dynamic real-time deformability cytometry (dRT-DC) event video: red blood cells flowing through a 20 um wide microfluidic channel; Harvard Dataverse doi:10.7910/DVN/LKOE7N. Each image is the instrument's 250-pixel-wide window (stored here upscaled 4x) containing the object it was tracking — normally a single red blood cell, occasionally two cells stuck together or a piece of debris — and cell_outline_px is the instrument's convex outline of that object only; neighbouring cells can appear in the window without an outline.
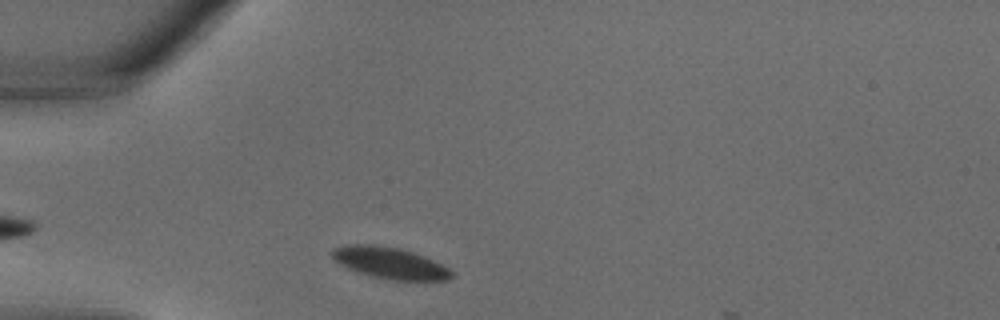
{"species": "common noctule bat (a hibernating species)", "species_latin": "Nyctalus noctula", "temperature_condition": "warm", "stored_images_in_passage": 21, "camera_frame_rate_fps": 3000, "um_per_image_px": 0.085, "animal": {"sex": "male", "body_mass_g": 18.8}, "frame": {"image": 1, "passage_image": 1, "time_ms": 0.0, "image_size_px": [1000, 320], "cell_outline_px": [[452, 276], [448, 280], [392, 280], [372, 276], [348, 268], [340, 264], [332, 256], [332, 252], [336, 248], [352, 244], [372, 244], [396, 248], [412, 252], [424, 256], [448, 268], [452, 272]], "centroid_in_image_um": [33.15, 22.36], "position_along_channel_um": 51.8, "area_um2": 21.33}}
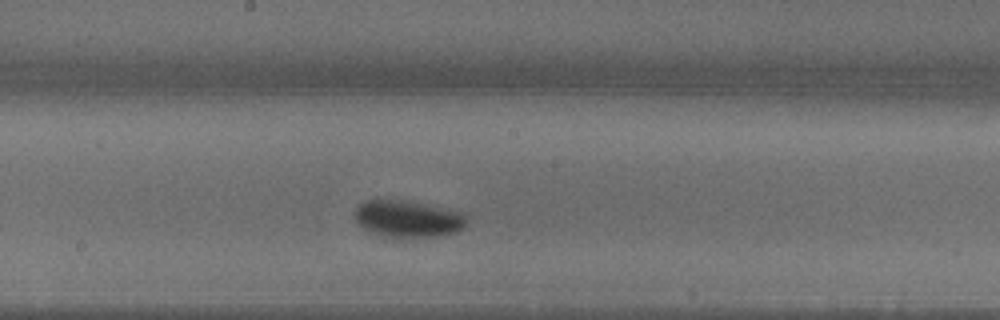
{"frame": {"image": 2, "passage_image": 10, "time_ms": 3.0, "image_size_px": [1000, 320], "cell_outline_px": [[468, 224], [464, 228], [456, 232], [440, 236], [396, 240], [392, 240], [380, 236], [364, 228], [352, 216], [352, 212], [360, 204], [368, 200], [400, 200], [464, 212]], "centroid_in_image_um": [34.66, 18.66], "position_along_channel_um": 213.5, "area_um2": 24.68}}
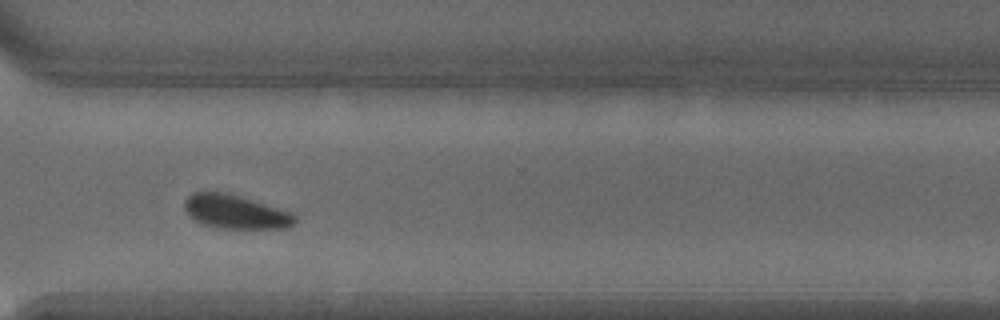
{"frame": {"image": 3, "passage_image": 17, "time_ms": 5.333, "image_size_px": [1000, 320], "cell_outline_px": [[296, 224], [284, 228], [224, 228], [204, 224], [196, 220], [184, 208], [184, 200], [192, 192], [228, 192], [292, 212], [296, 216]], "centroid_in_image_um": [20.05, 17.99], "position_along_channel_um": 350.5, "area_um2": 21.62}}